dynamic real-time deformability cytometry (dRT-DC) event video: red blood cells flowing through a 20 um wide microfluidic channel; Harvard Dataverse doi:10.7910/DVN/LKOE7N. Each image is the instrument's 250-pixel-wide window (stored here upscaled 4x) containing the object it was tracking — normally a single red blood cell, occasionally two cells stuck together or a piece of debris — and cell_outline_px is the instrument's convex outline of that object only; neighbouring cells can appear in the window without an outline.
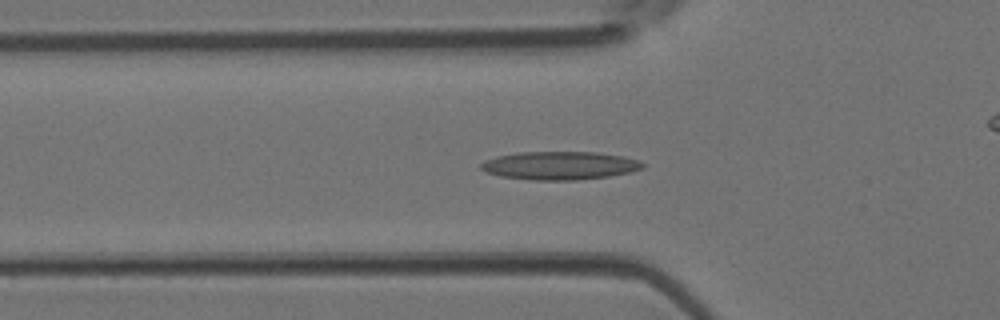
{"species": "Egyptian fruit bat (a non-hibernating species)", "species_latin": "Rousettus aegyptiacus", "temperature_condition": "room temperature", "stored_images_in_passage": 46, "camera_frame_rate_fps": 3000, "um_per_image_px": 0.085, "animal": {"sex": "female"}, "frame": {"image": 1, "passage_image": 15, "time_ms": 4.667, "image_size_px": [1000, 320], "cell_outline_px": [[644, 168], [628, 172], [608, 176], [576, 180], [528, 180], [500, 176], [488, 172], [480, 168], [480, 164], [484, 160], [496, 156], [516, 152], [596, 152], [624, 156], [636, 160], [644, 164]], "centroid_in_image_um": [47.53, 14.07], "position_along_channel_um": 78.3, "area_um2": 26.59}}
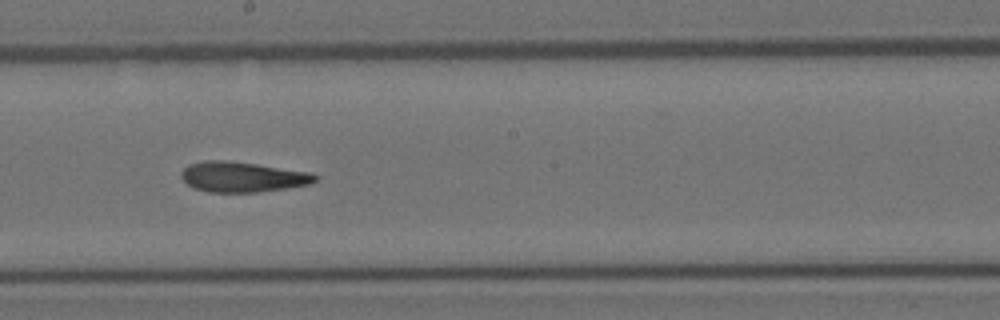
{"frame": {"image": 2, "passage_image": 25, "time_ms": 8.0, "image_size_px": [1000, 320], "cell_outline_px": [[320, 176], [316, 180], [308, 184], [284, 188], [256, 192], [208, 192], [196, 188], [188, 184], [180, 176], [180, 172], [188, 164], [204, 160], [224, 160], [256, 164], [308, 172]], "centroid_in_image_um": [20.56, 15.03], "position_along_channel_um": 227.6, "area_um2": 23.35}}
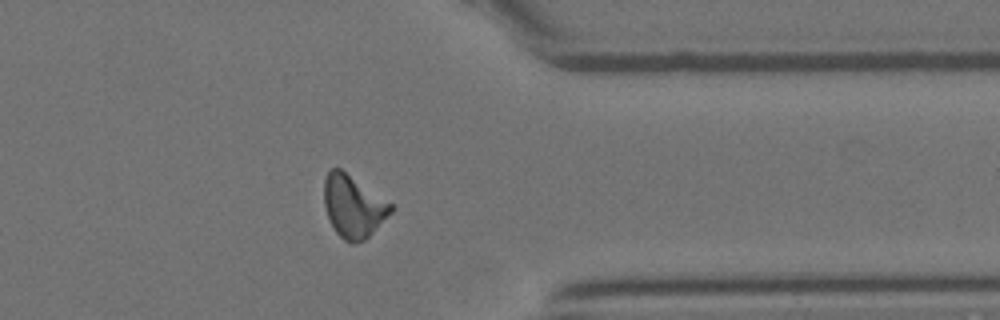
{"frame": {"image": 3, "passage_image": 36, "time_ms": 11.667, "image_size_px": [1000, 320], "cell_outline_px": [[396, 208], [364, 240], [352, 244], [344, 240], [336, 232], [328, 216], [324, 204], [324, 180], [328, 172], [332, 168], [340, 168], [392, 204]], "centroid_in_image_um": [30.03, 17.54], "position_along_channel_um": 381.4, "area_um2": 23.87}}